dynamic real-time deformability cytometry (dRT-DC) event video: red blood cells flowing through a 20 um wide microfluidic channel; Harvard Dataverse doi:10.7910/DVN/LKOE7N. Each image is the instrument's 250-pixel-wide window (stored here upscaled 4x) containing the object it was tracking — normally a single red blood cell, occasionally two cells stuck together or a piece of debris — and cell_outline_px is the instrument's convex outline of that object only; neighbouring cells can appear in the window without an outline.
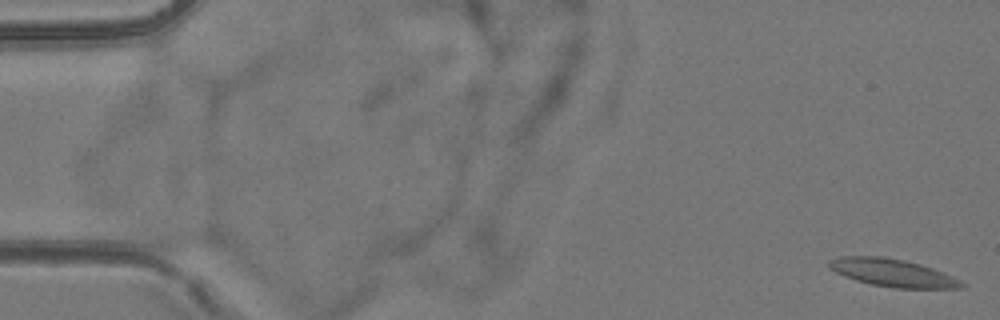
{"species": "common noctule bat (a hibernating species)", "species_latin": "Nyctalus noctula", "temperature_condition": "room temperature", "stored_images_in_passage": 55, "camera_frame_rate_fps": 3000, "um_per_image_px": 0.085, "animal": {"sex": "female", "body_mass_g": 24.6, "forearm_length_mm": 56.2}, "frame": {"image": 1, "passage_image": 1, "time_ms": 0.0, "image_size_px": [1000, 320], "cell_outline_px": [[964, 288], [896, 288], [872, 284], [856, 280], [844, 276], [828, 268], [828, 260], [840, 256], [884, 256], [904, 260], [920, 264], [944, 272], [960, 280], [964, 284]], "centroid_in_image_um": [75.85, 23.18], "position_along_channel_um": 9.2, "area_um2": 21.39}}
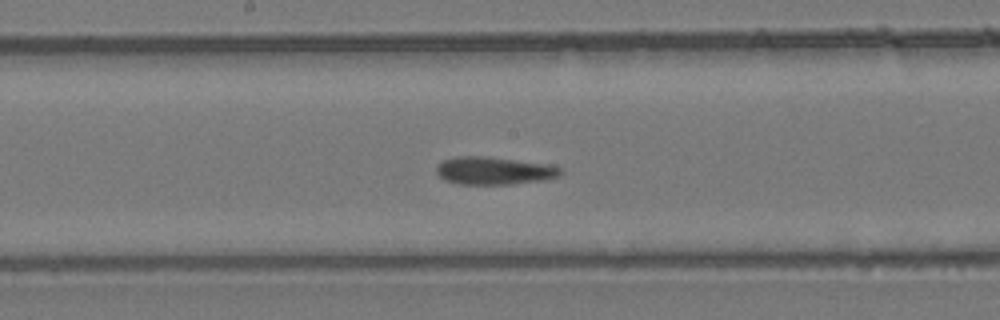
{"frame": {"image": 2, "passage_image": 29, "time_ms": 9.333, "image_size_px": [1000, 320], "cell_outline_px": [[564, 172], [560, 176], [548, 180], [512, 184], [456, 184], [444, 180], [436, 172], [436, 164], [444, 160], [456, 156], [484, 156], [544, 164], [560, 168]], "centroid_in_image_um": [41.97, 14.52], "position_along_channel_um": 206.2, "area_um2": 20.11}}
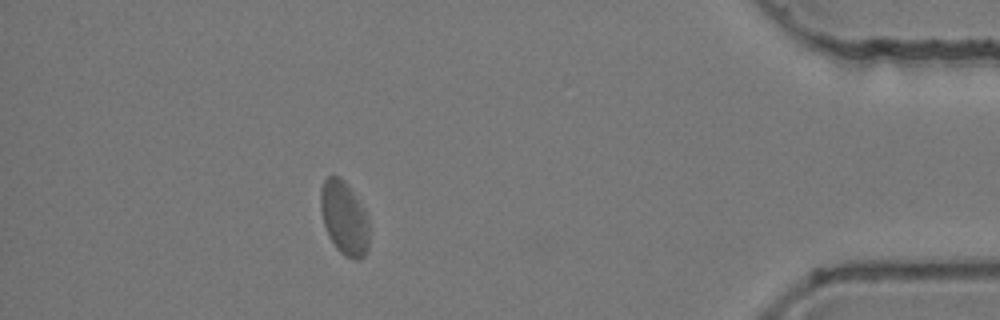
{"frame": {"image": 3, "passage_image": 49, "time_ms": 16.0, "image_size_px": [1000, 320], "cell_outline_px": [[368, 248], [364, 256], [360, 260], [352, 260], [344, 256], [336, 248], [328, 236], [324, 224], [320, 208], [320, 192], [324, 180], [328, 176], [340, 176], [344, 180], [360, 204], [368, 220]], "centroid_in_image_um": [29.24, 18.57], "position_along_channel_um": 406.0, "area_um2": 20.75}, "authors_computed_cell_mechanics": {"area_um2": 20.2878, "velocity_mm_per_s": 3.7697, "shape_relaxation_time_tau1_ms": null, "shape_relaxation_time_tau2_ms": 2.2337, "deformation_change_tau1": null, "deformation_change_tau2": 0.0679}}